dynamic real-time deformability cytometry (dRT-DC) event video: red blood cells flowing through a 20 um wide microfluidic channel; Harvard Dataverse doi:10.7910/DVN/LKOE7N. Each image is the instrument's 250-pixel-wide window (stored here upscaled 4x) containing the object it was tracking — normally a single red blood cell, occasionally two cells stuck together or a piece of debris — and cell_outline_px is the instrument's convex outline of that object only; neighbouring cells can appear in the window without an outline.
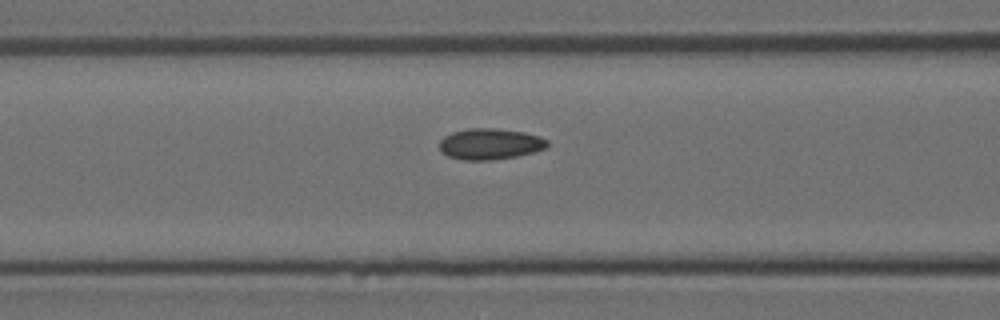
{"species": "Egyptian fruit bat (a non-hibernating species)", "species_latin": "Rousettus aegyptiacus", "temperature_condition": "room temperature", "stored_images_in_passage": 5, "camera_frame_rate_fps": 3000, "um_per_image_px": 0.085, "animal": {"sex": "female"}, "frame": {"image": 1, "passage_image": 5, "time_ms": 1.333, "image_size_px": [1000, 320], "cell_outline_px": [[548, 144], [544, 148], [532, 152], [516, 156], [492, 160], [464, 160], [448, 156], [440, 152], [440, 140], [444, 136], [452, 132], [468, 128], [496, 128], [524, 132], [540, 136], [548, 140]], "centroid_in_image_um": [41.63, 12.23], "position_along_channel_um": 125.0, "area_um2": 19.54}}